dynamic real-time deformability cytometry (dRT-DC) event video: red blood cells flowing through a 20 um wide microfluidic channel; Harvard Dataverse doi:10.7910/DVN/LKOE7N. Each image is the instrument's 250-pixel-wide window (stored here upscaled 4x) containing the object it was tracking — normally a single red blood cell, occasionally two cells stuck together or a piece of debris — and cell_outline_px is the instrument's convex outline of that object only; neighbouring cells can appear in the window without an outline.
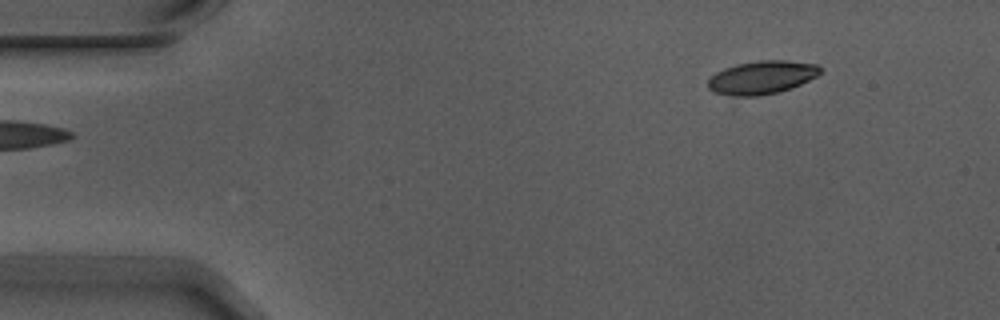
{"species": "Egyptian fruit bat (a non-hibernating species)", "species_latin": "Rousettus aegyptiacus", "temperature_condition": "warm", "stored_images_in_passage": 11, "camera_frame_rate_fps": 3000, "um_per_image_px": 0.085, "animal": {"sex": "male"}, "frame": {"image": 1, "passage_image": 2, "time_ms": 0.333, "image_size_px": [1000, 320], "cell_outline_px": [[820, 72], [816, 76], [792, 88], [780, 92], [756, 96], [728, 96], [712, 92], [708, 88], [708, 80], [716, 72], [724, 68], [736, 64], [760, 60], [784, 60], [816, 64], [820, 68]], "centroid_in_image_um": [64.71, 6.59], "position_along_channel_um": 20.3, "area_um2": 21.79}}
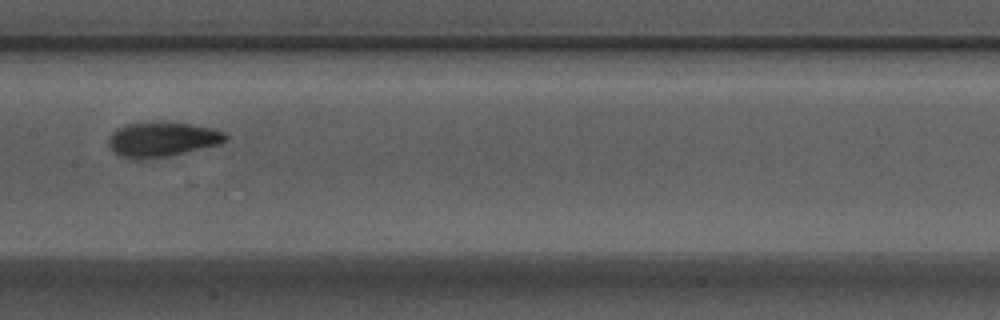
{"frame": {"image": 2, "passage_image": 8, "time_ms": 2.333, "image_size_px": [1000, 320], "cell_outline_px": [[228, 140], [220, 144], [168, 156], [136, 160], [120, 156], [108, 144], [108, 136], [116, 128], [124, 124], [152, 120], [160, 120], [188, 124], [212, 128], [224, 132], [228, 136]], "centroid_in_image_um": [13.76, 11.81], "position_along_channel_um": 193.6, "area_um2": 24.16}}
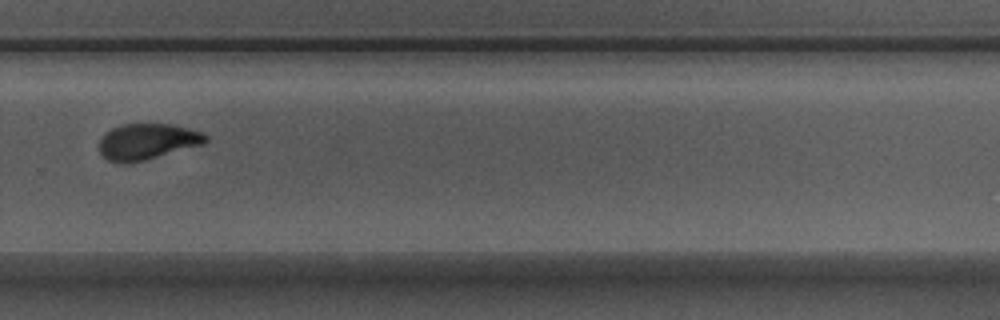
{"frame": {"image": 3, "passage_image": 11, "time_ms": 3.333, "image_size_px": [1000, 320], "cell_outline_px": [[208, 140], [204, 144], [144, 160], [108, 160], [100, 152], [100, 140], [104, 132], [120, 124], [172, 124], [188, 128], [200, 132], [208, 136]], "centroid_in_image_um": [12.55, 11.98], "position_along_channel_um": 317.2, "area_um2": 21.73}}